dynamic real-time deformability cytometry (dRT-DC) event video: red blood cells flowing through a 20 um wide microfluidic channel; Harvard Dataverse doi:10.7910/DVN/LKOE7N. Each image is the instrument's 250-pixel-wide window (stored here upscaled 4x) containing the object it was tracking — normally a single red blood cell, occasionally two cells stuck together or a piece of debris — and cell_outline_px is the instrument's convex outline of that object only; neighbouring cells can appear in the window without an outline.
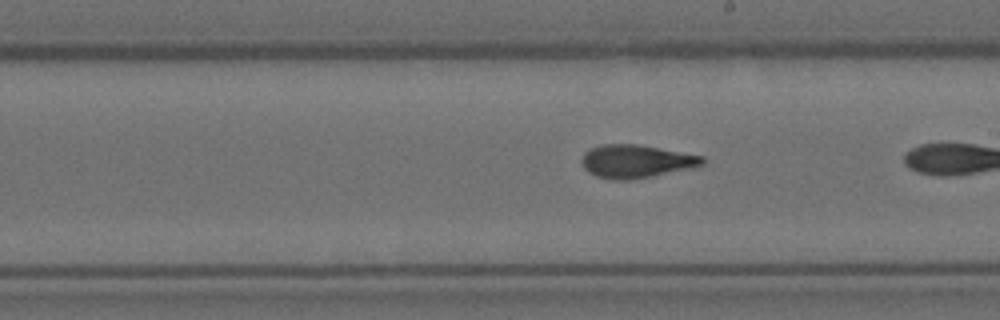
{"species": "Egyptian fruit bat (a non-hibernating species)", "species_latin": "Rousettus aegyptiacus", "temperature_condition": "room temperature", "stored_images_in_passage": 29, "camera_frame_rate_fps": 3000, "um_per_image_px": 0.085, "animal": {"sex": "female"}, "frame": {"image": 1, "passage_image": 28, "time_ms": 9.0, "image_size_px": [1000, 320], "cell_outline_px": [[704, 164], [692, 168], [632, 180], [612, 180], [596, 176], [588, 172], [584, 168], [580, 160], [584, 152], [588, 148], [604, 144], [636, 144], [704, 156]], "centroid_in_image_um": [54.03, 13.71], "position_along_channel_um": 235.0, "area_um2": 23.41}}